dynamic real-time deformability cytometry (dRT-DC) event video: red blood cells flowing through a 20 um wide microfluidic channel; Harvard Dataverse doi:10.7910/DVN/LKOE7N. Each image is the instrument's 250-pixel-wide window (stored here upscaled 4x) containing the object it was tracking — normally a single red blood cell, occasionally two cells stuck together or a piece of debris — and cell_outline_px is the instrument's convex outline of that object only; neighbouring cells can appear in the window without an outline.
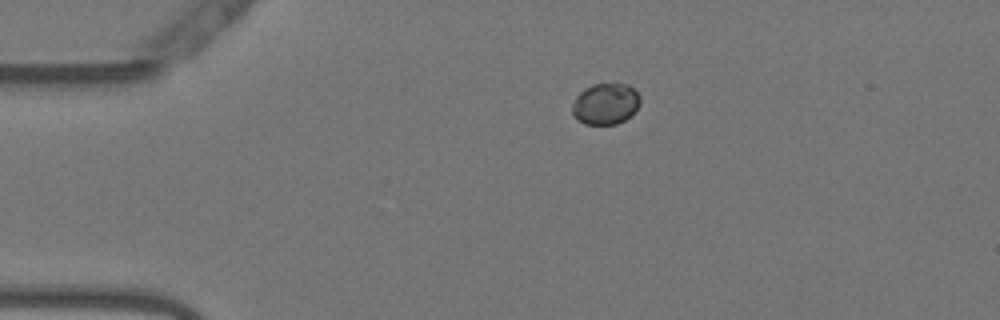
{"species": "Egyptian fruit bat (a non-hibernating species)", "species_latin": "Rousettus aegyptiacus", "temperature_condition": "warm", "stored_images_in_passage": 38, "camera_frame_rate_fps": 3000, "um_per_image_px": 0.085, "animal": {"sex": "female"}, "frame": {"image": 1, "passage_image": 1, "time_ms": 0.0, "image_size_px": [1000, 320], "cell_outline_px": [[640, 104], [624, 120], [616, 124], [584, 124], [576, 120], [572, 116], [572, 104], [576, 96], [584, 88], [592, 84], [628, 84], [640, 96]], "centroid_in_image_um": [51.42, 8.83], "position_along_channel_um": 33.6, "area_um2": 16.3}}
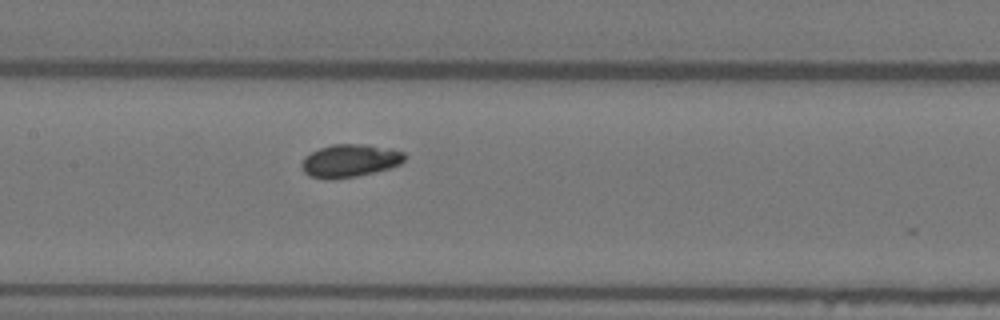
{"frame": {"image": 2, "passage_image": 16, "time_ms": 5.0, "image_size_px": [1000, 320], "cell_outline_px": [[408, 156], [400, 164], [388, 168], [356, 176], [328, 180], [324, 180], [308, 176], [304, 172], [300, 164], [304, 156], [320, 148], [332, 144], [368, 144], [392, 148], [404, 152]], "centroid_in_image_um": [29.73, 13.65], "position_along_channel_um": 177.7, "area_um2": 20.0}}
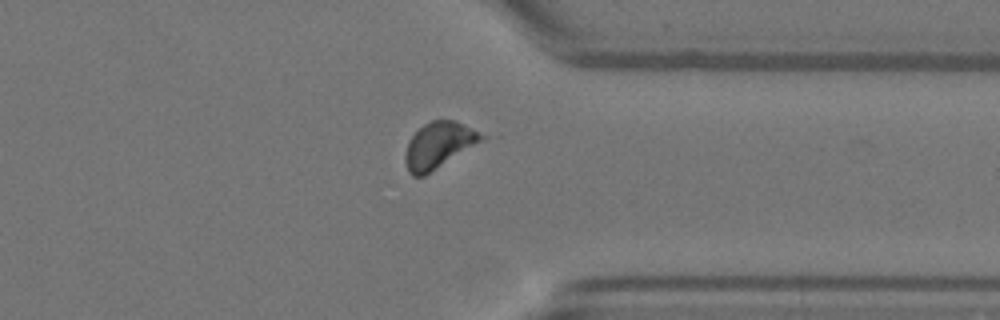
{"frame": {"image": 3, "passage_image": 32, "time_ms": 10.333, "image_size_px": [1000, 320], "cell_outline_px": [[488, 136], [484, 140], [424, 176], [412, 176], [408, 172], [404, 160], [404, 156], [408, 144], [412, 136], [424, 124], [432, 120], [456, 120]], "centroid_in_image_um": [37.31, 12.34], "position_along_channel_um": 374.1, "area_um2": 20.46}, "authors_computed_cell_mechanics": {"area_um2": 19.2474, "velocity_mm_per_s": 3.7579, "shape_relaxation_time_tau1_ms": null, "shape_relaxation_time_tau2_ms": 4.3408, "deformation_change_tau1": null, "deformation_change_tau2": 0.0835}}